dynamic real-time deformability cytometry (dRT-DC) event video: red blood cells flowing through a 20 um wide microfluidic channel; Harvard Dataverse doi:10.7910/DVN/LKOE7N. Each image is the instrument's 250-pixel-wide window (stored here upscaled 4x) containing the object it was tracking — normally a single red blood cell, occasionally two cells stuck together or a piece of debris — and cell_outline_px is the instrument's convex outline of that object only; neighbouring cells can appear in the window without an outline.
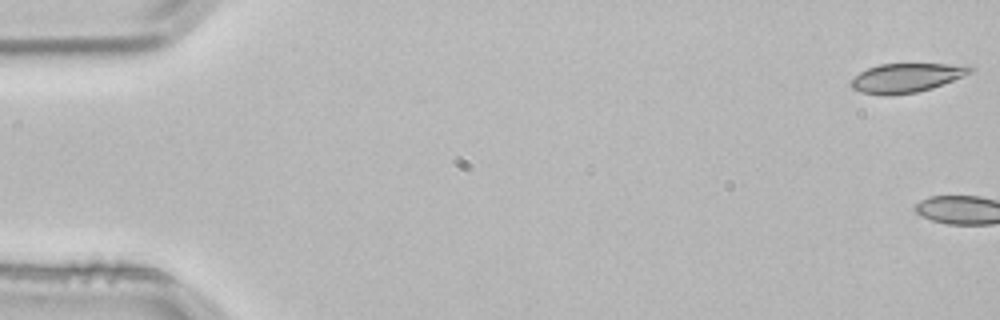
{"species": "common noctule bat (a hibernating species)", "species_latin": "Nyctalus noctula", "temperature_condition": "room temperature", "stored_images_in_passage": 4, "camera_frame_rate_fps": 3000, "um_per_image_px": 0.085, "animal": {"sex": "male", "body_mass_g": 21.5, "forearm_length_mm": 52.0}, "frame": {"image": 1, "passage_image": 1, "time_ms": 0.0, "image_size_px": [1000, 320], "cell_outline_px": [[972, 72], [964, 76], [932, 88], [916, 92], [888, 96], [884, 96], [860, 92], [852, 88], [848, 84], [848, 80], [860, 72], [868, 68], [880, 64], [972, 64]], "centroid_in_image_um": [77.02, 6.62], "position_along_channel_um": 8.0, "area_um2": 20.52}}